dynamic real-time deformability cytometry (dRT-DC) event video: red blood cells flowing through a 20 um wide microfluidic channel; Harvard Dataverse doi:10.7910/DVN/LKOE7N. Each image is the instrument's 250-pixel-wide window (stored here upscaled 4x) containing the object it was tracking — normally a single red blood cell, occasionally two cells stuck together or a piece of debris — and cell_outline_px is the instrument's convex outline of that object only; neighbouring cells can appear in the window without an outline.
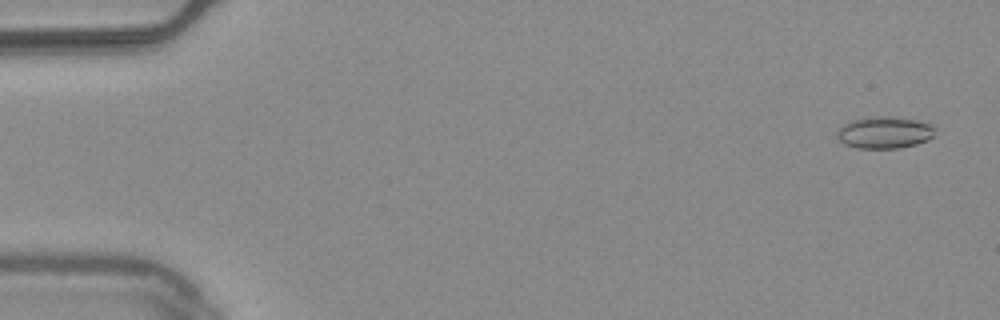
{"species": "common noctule bat (a hibernating species)", "species_latin": "Nyctalus noctula", "temperature_condition": "warm", "stored_images_in_passage": 18, "camera_frame_rate_fps": 3000, "um_per_image_px": 0.085, "animal": {"sex": "male", "body_mass_g": 20.4}, "frame": {"image": 1, "passage_image": 3, "time_ms": 0.667, "image_size_px": [1000, 320], "cell_outline_px": [[936, 128], [932, 136], [928, 140], [916, 144], [896, 148], [856, 148], [844, 144], [836, 136], [836, 132], [844, 124], [852, 120], [864, 116], [892, 116], [916, 120], [932, 124]], "centroid_in_image_um": [75.17, 11.24], "position_along_channel_um": 9.8, "area_um2": 18.38}}